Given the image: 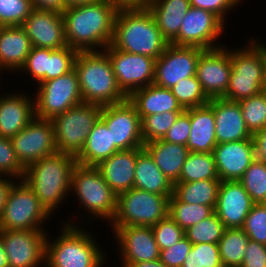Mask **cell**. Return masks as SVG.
I'll list each match as a JSON object with an SVG mask.
<instances>
[{"label": "cell", "instance_id": "6da1fadb", "mask_svg": "<svg viewBox=\"0 0 266 267\" xmlns=\"http://www.w3.org/2000/svg\"><path fill=\"white\" fill-rule=\"evenodd\" d=\"M118 11L108 0L66 8L62 16L67 46L77 51H103L112 43Z\"/></svg>", "mask_w": 266, "mask_h": 267}, {"label": "cell", "instance_id": "7a4b0ae2", "mask_svg": "<svg viewBox=\"0 0 266 267\" xmlns=\"http://www.w3.org/2000/svg\"><path fill=\"white\" fill-rule=\"evenodd\" d=\"M76 222L79 223L78 220L65 222L60 228V234L54 240L47 234L45 267H103L105 265L106 251L100 248L98 241L86 229V225L85 228L82 227L83 222L82 225L79 224L80 226Z\"/></svg>", "mask_w": 266, "mask_h": 267}, {"label": "cell", "instance_id": "3957f363", "mask_svg": "<svg viewBox=\"0 0 266 267\" xmlns=\"http://www.w3.org/2000/svg\"><path fill=\"white\" fill-rule=\"evenodd\" d=\"M76 164V157L73 155L56 152L25 169L23 180L32 188L51 216L64 203L68 194H71V176Z\"/></svg>", "mask_w": 266, "mask_h": 267}, {"label": "cell", "instance_id": "277c9868", "mask_svg": "<svg viewBox=\"0 0 266 267\" xmlns=\"http://www.w3.org/2000/svg\"><path fill=\"white\" fill-rule=\"evenodd\" d=\"M168 44L147 7L119 9L111 43L115 49L157 59Z\"/></svg>", "mask_w": 266, "mask_h": 267}, {"label": "cell", "instance_id": "5b68a950", "mask_svg": "<svg viewBox=\"0 0 266 267\" xmlns=\"http://www.w3.org/2000/svg\"><path fill=\"white\" fill-rule=\"evenodd\" d=\"M74 69L78 75L83 103L102 107L128 99L120 89L112 64L104 51H78Z\"/></svg>", "mask_w": 266, "mask_h": 267}, {"label": "cell", "instance_id": "8992f818", "mask_svg": "<svg viewBox=\"0 0 266 267\" xmlns=\"http://www.w3.org/2000/svg\"><path fill=\"white\" fill-rule=\"evenodd\" d=\"M247 43L241 49H230L231 73L227 91L222 97L224 99L238 102L263 92L266 82V43L254 38L248 39Z\"/></svg>", "mask_w": 266, "mask_h": 267}, {"label": "cell", "instance_id": "52a82bcc", "mask_svg": "<svg viewBox=\"0 0 266 267\" xmlns=\"http://www.w3.org/2000/svg\"><path fill=\"white\" fill-rule=\"evenodd\" d=\"M70 191H73V195L76 194L74 197L84 207L83 210L87 211V217L91 215L93 220L97 218L111 223L116 213L118 196L95 166L77 163L72 172Z\"/></svg>", "mask_w": 266, "mask_h": 267}, {"label": "cell", "instance_id": "ba28073f", "mask_svg": "<svg viewBox=\"0 0 266 267\" xmlns=\"http://www.w3.org/2000/svg\"><path fill=\"white\" fill-rule=\"evenodd\" d=\"M172 195H159L131 188L117 198V209L111 227L153 226L169 215Z\"/></svg>", "mask_w": 266, "mask_h": 267}, {"label": "cell", "instance_id": "9c48e42d", "mask_svg": "<svg viewBox=\"0 0 266 267\" xmlns=\"http://www.w3.org/2000/svg\"><path fill=\"white\" fill-rule=\"evenodd\" d=\"M102 107L81 103L51 119L57 152L77 157L101 115Z\"/></svg>", "mask_w": 266, "mask_h": 267}, {"label": "cell", "instance_id": "30bf717a", "mask_svg": "<svg viewBox=\"0 0 266 267\" xmlns=\"http://www.w3.org/2000/svg\"><path fill=\"white\" fill-rule=\"evenodd\" d=\"M50 217L32 188L20 179L13 183L7 195L0 215V230L45 229L43 225Z\"/></svg>", "mask_w": 266, "mask_h": 267}, {"label": "cell", "instance_id": "8fae6325", "mask_svg": "<svg viewBox=\"0 0 266 267\" xmlns=\"http://www.w3.org/2000/svg\"><path fill=\"white\" fill-rule=\"evenodd\" d=\"M36 85L38 89L33 96L37 118L51 120L83 103L78 75L74 68L60 77Z\"/></svg>", "mask_w": 266, "mask_h": 267}, {"label": "cell", "instance_id": "7c38bea8", "mask_svg": "<svg viewBox=\"0 0 266 267\" xmlns=\"http://www.w3.org/2000/svg\"><path fill=\"white\" fill-rule=\"evenodd\" d=\"M109 57L120 89L129 96L133 91L154 82L156 59L115 49L103 50Z\"/></svg>", "mask_w": 266, "mask_h": 267}, {"label": "cell", "instance_id": "4fadbf2b", "mask_svg": "<svg viewBox=\"0 0 266 267\" xmlns=\"http://www.w3.org/2000/svg\"><path fill=\"white\" fill-rule=\"evenodd\" d=\"M224 26L225 24L212 12L191 6L183 17L178 35L170 44L197 46L203 49L217 48L223 46L215 41L225 32Z\"/></svg>", "mask_w": 266, "mask_h": 267}, {"label": "cell", "instance_id": "5bb4252c", "mask_svg": "<svg viewBox=\"0 0 266 267\" xmlns=\"http://www.w3.org/2000/svg\"><path fill=\"white\" fill-rule=\"evenodd\" d=\"M100 118L111 132L112 143L119 150H130L144 146L141 118L135 106L128 100L102 106Z\"/></svg>", "mask_w": 266, "mask_h": 267}, {"label": "cell", "instance_id": "9a60e30c", "mask_svg": "<svg viewBox=\"0 0 266 267\" xmlns=\"http://www.w3.org/2000/svg\"><path fill=\"white\" fill-rule=\"evenodd\" d=\"M9 267H45L46 229L0 230Z\"/></svg>", "mask_w": 266, "mask_h": 267}, {"label": "cell", "instance_id": "2e32d148", "mask_svg": "<svg viewBox=\"0 0 266 267\" xmlns=\"http://www.w3.org/2000/svg\"><path fill=\"white\" fill-rule=\"evenodd\" d=\"M204 49L168 44L155 61L154 84L172 89L179 81L196 75L197 62Z\"/></svg>", "mask_w": 266, "mask_h": 267}, {"label": "cell", "instance_id": "e0dca14e", "mask_svg": "<svg viewBox=\"0 0 266 267\" xmlns=\"http://www.w3.org/2000/svg\"><path fill=\"white\" fill-rule=\"evenodd\" d=\"M10 139L20 163L25 168L57 152L51 120L35 117Z\"/></svg>", "mask_w": 266, "mask_h": 267}, {"label": "cell", "instance_id": "ac0fdd59", "mask_svg": "<svg viewBox=\"0 0 266 267\" xmlns=\"http://www.w3.org/2000/svg\"><path fill=\"white\" fill-rule=\"evenodd\" d=\"M230 73V50L225 45L202 51L197 62L196 76L209 99L225 95Z\"/></svg>", "mask_w": 266, "mask_h": 267}, {"label": "cell", "instance_id": "d6986e66", "mask_svg": "<svg viewBox=\"0 0 266 267\" xmlns=\"http://www.w3.org/2000/svg\"><path fill=\"white\" fill-rule=\"evenodd\" d=\"M122 263L158 260L160 249L151 226L112 227Z\"/></svg>", "mask_w": 266, "mask_h": 267}, {"label": "cell", "instance_id": "ffe728a7", "mask_svg": "<svg viewBox=\"0 0 266 267\" xmlns=\"http://www.w3.org/2000/svg\"><path fill=\"white\" fill-rule=\"evenodd\" d=\"M32 47L58 50L67 46L62 14L33 9L21 25Z\"/></svg>", "mask_w": 266, "mask_h": 267}, {"label": "cell", "instance_id": "44dd1931", "mask_svg": "<svg viewBox=\"0 0 266 267\" xmlns=\"http://www.w3.org/2000/svg\"><path fill=\"white\" fill-rule=\"evenodd\" d=\"M254 203L239 181H221L214 212L224 228H242Z\"/></svg>", "mask_w": 266, "mask_h": 267}, {"label": "cell", "instance_id": "7402d4cb", "mask_svg": "<svg viewBox=\"0 0 266 267\" xmlns=\"http://www.w3.org/2000/svg\"><path fill=\"white\" fill-rule=\"evenodd\" d=\"M212 153L221 181H239L256 158L253 139L217 144Z\"/></svg>", "mask_w": 266, "mask_h": 267}, {"label": "cell", "instance_id": "603a6c76", "mask_svg": "<svg viewBox=\"0 0 266 267\" xmlns=\"http://www.w3.org/2000/svg\"><path fill=\"white\" fill-rule=\"evenodd\" d=\"M4 94L0 93V137L12 138L36 117L35 103L26 92Z\"/></svg>", "mask_w": 266, "mask_h": 267}, {"label": "cell", "instance_id": "cb8c5ba5", "mask_svg": "<svg viewBox=\"0 0 266 267\" xmlns=\"http://www.w3.org/2000/svg\"><path fill=\"white\" fill-rule=\"evenodd\" d=\"M208 105L215 115L217 144L252 139L238 102L213 98Z\"/></svg>", "mask_w": 266, "mask_h": 267}, {"label": "cell", "instance_id": "d4e9b609", "mask_svg": "<svg viewBox=\"0 0 266 267\" xmlns=\"http://www.w3.org/2000/svg\"><path fill=\"white\" fill-rule=\"evenodd\" d=\"M137 148L120 150L100 161L95 167L99 170L105 182L118 196L133 188Z\"/></svg>", "mask_w": 266, "mask_h": 267}, {"label": "cell", "instance_id": "484cf974", "mask_svg": "<svg viewBox=\"0 0 266 267\" xmlns=\"http://www.w3.org/2000/svg\"><path fill=\"white\" fill-rule=\"evenodd\" d=\"M32 48L29 37L21 25L0 28V74L19 72ZM2 71V72H1Z\"/></svg>", "mask_w": 266, "mask_h": 267}, {"label": "cell", "instance_id": "4316f807", "mask_svg": "<svg viewBox=\"0 0 266 267\" xmlns=\"http://www.w3.org/2000/svg\"><path fill=\"white\" fill-rule=\"evenodd\" d=\"M190 116V136L186 147L192 152L210 153L217 145L213 109L207 104L184 110Z\"/></svg>", "mask_w": 266, "mask_h": 267}, {"label": "cell", "instance_id": "83f0119b", "mask_svg": "<svg viewBox=\"0 0 266 267\" xmlns=\"http://www.w3.org/2000/svg\"><path fill=\"white\" fill-rule=\"evenodd\" d=\"M128 100L135 106L140 118L164 112H183L171 89L154 83L133 91Z\"/></svg>", "mask_w": 266, "mask_h": 267}, {"label": "cell", "instance_id": "f1b7e54d", "mask_svg": "<svg viewBox=\"0 0 266 267\" xmlns=\"http://www.w3.org/2000/svg\"><path fill=\"white\" fill-rule=\"evenodd\" d=\"M143 148L151 155L163 174L175 184L179 180L189 149L184 145L170 143L163 139L148 142Z\"/></svg>", "mask_w": 266, "mask_h": 267}, {"label": "cell", "instance_id": "f546056e", "mask_svg": "<svg viewBox=\"0 0 266 267\" xmlns=\"http://www.w3.org/2000/svg\"><path fill=\"white\" fill-rule=\"evenodd\" d=\"M134 175V188L159 195L173 194L174 184L163 174L143 147L137 148Z\"/></svg>", "mask_w": 266, "mask_h": 267}, {"label": "cell", "instance_id": "4dcf8cb0", "mask_svg": "<svg viewBox=\"0 0 266 267\" xmlns=\"http://www.w3.org/2000/svg\"><path fill=\"white\" fill-rule=\"evenodd\" d=\"M190 7L189 0H150L147 5L162 36L169 43L178 35Z\"/></svg>", "mask_w": 266, "mask_h": 267}, {"label": "cell", "instance_id": "1f68e13d", "mask_svg": "<svg viewBox=\"0 0 266 267\" xmlns=\"http://www.w3.org/2000/svg\"><path fill=\"white\" fill-rule=\"evenodd\" d=\"M120 151L112 143L111 132L106 123L99 118L89 133L86 143L76 157V162L84 166H96L100 161Z\"/></svg>", "mask_w": 266, "mask_h": 267}, {"label": "cell", "instance_id": "d6a6232c", "mask_svg": "<svg viewBox=\"0 0 266 267\" xmlns=\"http://www.w3.org/2000/svg\"><path fill=\"white\" fill-rule=\"evenodd\" d=\"M220 182V179L176 182L173 194L182 202L207 205L215 209Z\"/></svg>", "mask_w": 266, "mask_h": 267}, {"label": "cell", "instance_id": "836d02e7", "mask_svg": "<svg viewBox=\"0 0 266 267\" xmlns=\"http://www.w3.org/2000/svg\"><path fill=\"white\" fill-rule=\"evenodd\" d=\"M249 237L242 228H227L219 240L218 248L223 267H240Z\"/></svg>", "mask_w": 266, "mask_h": 267}, {"label": "cell", "instance_id": "e575fe53", "mask_svg": "<svg viewBox=\"0 0 266 267\" xmlns=\"http://www.w3.org/2000/svg\"><path fill=\"white\" fill-rule=\"evenodd\" d=\"M207 179H219L213 153L190 151L177 182H195Z\"/></svg>", "mask_w": 266, "mask_h": 267}, {"label": "cell", "instance_id": "d590c367", "mask_svg": "<svg viewBox=\"0 0 266 267\" xmlns=\"http://www.w3.org/2000/svg\"><path fill=\"white\" fill-rule=\"evenodd\" d=\"M213 213L211 206L182 202L174 194L169 199V215L184 231Z\"/></svg>", "mask_w": 266, "mask_h": 267}, {"label": "cell", "instance_id": "8d00e7d4", "mask_svg": "<svg viewBox=\"0 0 266 267\" xmlns=\"http://www.w3.org/2000/svg\"><path fill=\"white\" fill-rule=\"evenodd\" d=\"M254 204L266 203V164L255 158L239 180Z\"/></svg>", "mask_w": 266, "mask_h": 267}, {"label": "cell", "instance_id": "74e56055", "mask_svg": "<svg viewBox=\"0 0 266 267\" xmlns=\"http://www.w3.org/2000/svg\"><path fill=\"white\" fill-rule=\"evenodd\" d=\"M171 91L184 110L207 105L210 100L203 92L196 75L182 79Z\"/></svg>", "mask_w": 266, "mask_h": 267}, {"label": "cell", "instance_id": "f35d334b", "mask_svg": "<svg viewBox=\"0 0 266 267\" xmlns=\"http://www.w3.org/2000/svg\"><path fill=\"white\" fill-rule=\"evenodd\" d=\"M238 103L246 126L252 135L266 128V94L264 92L242 99Z\"/></svg>", "mask_w": 266, "mask_h": 267}, {"label": "cell", "instance_id": "ab89813d", "mask_svg": "<svg viewBox=\"0 0 266 267\" xmlns=\"http://www.w3.org/2000/svg\"><path fill=\"white\" fill-rule=\"evenodd\" d=\"M225 228L214 212L211 216L184 231L186 238L194 245L199 243H219Z\"/></svg>", "mask_w": 266, "mask_h": 267}, {"label": "cell", "instance_id": "60d3db41", "mask_svg": "<svg viewBox=\"0 0 266 267\" xmlns=\"http://www.w3.org/2000/svg\"><path fill=\"white\" fill-rule=\"evenodd\" d=\"M182 112H164L141 118V132L144 144L163 139L169 128Z\"/></svg>", "mask_w": 266, "mask_h": 267}, {"label": "cell", "instance_id": "b9f144b4", "mask_svg": "<svg viewBox=\"0 0 266 267\" xmlns=\"http://www.w3.org/2000/svg\"><path fill=\"white\" fill-rule=\"evenodd\" d=\"M181 267H223L218 243L194 244Z\"/></svg>", "mask_w": 266, "mask_h": 267}, {"label": "cell", "instance_id": "7bdbcfd3", "mask_svg": "<svg viewBox=\"0 0 266 267\" xmlns=\"http://www.w3.org/2000/svg\"><path fill=\"white\" fill-rule=\"evenodd\" d=\"M50 49L32 47L27 59L19 70L29 74L38 84L49 80ZM27 72V73H26Z\"/></svg>", "mask_w": 266, "mask_h": 267}, {"label": "cell", "instance_id": "ee69618b", "mask_svg": "<svg viewBox=\"0 0 266 267\" xmlns=\"http://www.w3.org/2000/svg\"><path fill=\"white\" fill-rule=\"evenodd\" d=\"M32 10L30 0H0V26L22 25Z\"/></svg>", "mask_w": 266, "mask_h": 267}, {"label": "cell", "instance_id": "f6af8a7d", "mask_svg": "<svg viewBox=\"0 0 266 267\" xmlns=\"http://www.w3.org/2000/svg\"><path fill=\"white\" fill-rule=\"evenodd\" d=\"M25 167L20 163L10 138L0 137V175L24 179Z\"/></svg>", "mask_w": 266, "mask_h": 267}, {"label": "cell", "instance_id": "bcb514c9", "mask_svg": "<svg viewBox=\"0 0 266 267\" xmlns=\"http://www.w3.org/2000/svg\"><path fill=\"white\" fill-rule=\"evenodd\" d=\"M242 230L249 239L266 245V203L252 206L244 221Z\"/></svg>", "mask_w": 266, "mask_h": 267}, {"label": "cell", "instance_id": "7dc6e473", "mask_svg": "<svg viewBox=\"0 0 266 267\" xmlns=\"http://www.w3.org/2000/svg\"><path fill=\"white\" fill-rule=\"evenodd\" d=\"M160 250L168 249L185 236L184 230L168 215L151 226Z\"/></svg>", "mask_w": 266, "mask_h": 267}, {"label": "cell", "instance_id": "c3c4849f", "mask_svg": "<svg viewBox=\"0 0 266 267\" xmlns=\"http://www.w3.org/2000/svg\"><path fill=\"white\" fill-rule=\"evenodd\" d=\"M78 51L69 46L58 50L50 49L49 80L60 77L74 68Z\"/></svg>", "mask_w": 266, "mask_h": 267}, {"label": "cell", "instance_id": "681fc988", "mask_svg": "<svg viewBox=\"0 0 266 267\" xmlns=\"http://www.w3.org/2000/svg\"><path fill=\"white\" fill-rule=\"evenodd\" d=\"M192 246L193 244L184 236L168 249L160 250L159 260L166 267H181Z\"/></svg>", "mask_w": 266, "mask_h": 267}, {"label": "cell", "instance_id": "f907efd6", "mask_svg": "<svg viewBox=\"0 0 266 267\" xmlns=\"http://www.w3.org/2000/svg\"><path fill=\"white\" fill-rule=\"evenodd\" d=\"M190 6L201 8L206 11L212 12L215 14L224 24L227 20L226 15L228 16L229 11H235V9L240 2L243 0H189Z\"/></svg>", "mask_w": 266, "mask_h": 267}, {"label": "cell", "instance_id": "816d5d0a", "mask_svg": "<svg viewBox=\"0 0 266 267\" xmlns=\"http://www.w3.org/2000/svg\"><path fill=\"white\" fill-rule=\"evenodd\" d=\"M190 130V116L183 111L176 119L175 123L169 128L163 140L186 146L190 136Z\"/></svg>", "mask_w": 266, "mask_h": 267}, {"label": "cell", "instance_id": "f5cc1de1", "mask_svg": "<svg viewBox=\"0 0 266 267\" xmlns=\"http://www.w3.org/2000/svg\"><path fill=\"white\" fill-rule=\"evenodd\" d=\"M240 267H266V245L249 239Z\"/></svg>", "mask_w": 266, "mask_h": 267}, {"label": "cell", "instance_id": "db71d44e", "mask_svg": "<svg viewBox=\"0 0 266 267\" xmlns=\"http://www.w3.org/2000/svg\"><path fill=\"white\" fill-rule=\"evenodd\" d=\"M33 9L54 11L62 14L66 9L64 0H30Z\"/></svg>", "mask_w": 266, "mask_h": 267}, {"label": "cell", "instance_id": "11a10c76", "mask_svg": "<svg viewBox=\"0 0 266 267\" xmlns=\"http://www.w3.org/2000/svg\"><path fill=\"white\" fill-rule=\"evenodd\" d=\"M255 157L266 164V128L254 133Z\"/></svg>", "mask_w": 266, "mask_h": 267}, {"label": "cell", "instance_id": "9f6ffc18", "mask_svg": "<svg viewBox=\"0 0 266 267\" xmlns=\"http://www.w3.org/2000/svg\"><path fill=\"white\" fill-rule=\"evenodd\" d=\"M15 181L16 180H14V178L0 175V215L2 214V211L6 204V199L9 190Z\"/></svg>", "mask_w": 266, "mask_h": 267}, {"label": "cell", "instance_id": "6f0895ef", "mask_svg": "<svg viewBox=\"0 0 266 267\" xmlns=\"http://www.w3.org/2000/svg\"><path fill=\"white\" fill-rule=\"evenodd\" d=\"M118 9L146 8L150 0H108Z\"/></svg>", "mask_w": 266, "mask_h": 267}, {"label": "cell", "instance_id": "680465c9", "mask_svg": "<svg viewBox=\"0 0 266 267\" xmlns=\"http://www.w3.org/2000/svg\"><path fill=\"white\" fill-rule=\"evenodd\" d=\"M121 267H166L159 259L137 263H121Z\"/></svg>", "mask_w": 266, "mask_h": 267}, {"label": "cell", "instance_id": "91938a15", "mask_svg": "<svg viewBox=\"0 0 266 267\" xmlns=\"http://www.w3.org/2000/svg\"><path fill=\"white\" fill-rule=\"evenodd\" d=\"M99 1L101 0H64L66 8L80 6V5L94 4Z\"/></svg>", "mask_w": 266, "mask_h": 267}, {"label": "cell", "instance_id": "94428289", "mask_svg": "<svg viewBox=\"0 0 266 267\" xmlns=\"http://www.w3.org/2000/svg\"><path fill=\"white\" fill-rule=\"evenodd\" d=\"M0 267H9L1 235H0Z\"/></svg>", "mask_w": 266, "mask_h": 267}, {"label": "cell", "instance_id": "6125c7cd", "mask_svg": "<svg viewBox=\"0 0 266 267\" xmlns=\"http://www.w3.org/2000/svg\"><path fill=\"white\" fill-rule=\"evenodd\" d=\"M263 92L266 94V82L264 84Z\"/></svg>", "mask_w": 266, "mask_h": 267}]
</instances>
